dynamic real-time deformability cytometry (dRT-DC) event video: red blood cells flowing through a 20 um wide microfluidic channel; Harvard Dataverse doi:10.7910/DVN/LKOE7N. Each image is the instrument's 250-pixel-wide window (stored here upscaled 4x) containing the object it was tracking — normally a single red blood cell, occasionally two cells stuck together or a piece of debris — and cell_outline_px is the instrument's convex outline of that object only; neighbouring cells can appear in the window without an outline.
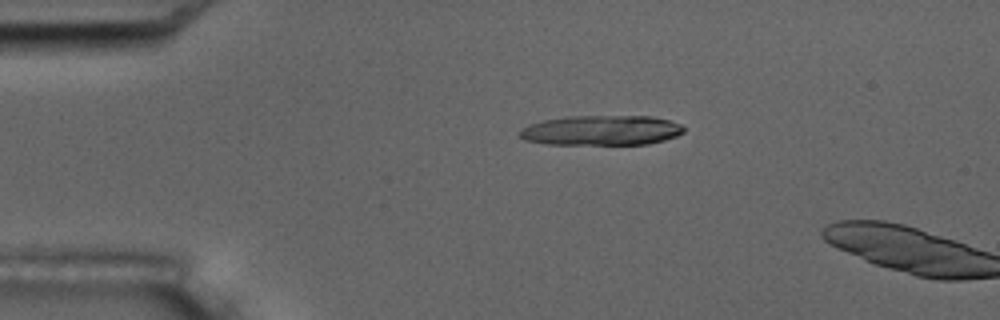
{"species": "common noctule bat (a hibernating species)", "species_latin": "Nyctalus noctula", "temperature_condition": "room temperature", "stored_images_in_passage": 4, "camera_frame_rate_fps": 3000, "um_per_image_px": 0.085, "animal": {"sex": "male", "body_mass_g": 17.5, "forearm_length_mm": 52.3}, "frame": {"image": 1, "passage_image": 3, "time_ms": 3.0, "image_size_px": [1000, 320], "cell_outline_px": [[684, 132], [676, 136], [664, 140], [648, 144], [544, 144], [524, 140], [520, 136], [520, 128], [528, 124], [544, 120], [568, 116], [652, 116], [668, 120], [680, 124], [684, 128]], "centroid_in_image_um": [51.09, 11.08], "position_along_channel_um": 33.9, "area_um2": 28.73}}